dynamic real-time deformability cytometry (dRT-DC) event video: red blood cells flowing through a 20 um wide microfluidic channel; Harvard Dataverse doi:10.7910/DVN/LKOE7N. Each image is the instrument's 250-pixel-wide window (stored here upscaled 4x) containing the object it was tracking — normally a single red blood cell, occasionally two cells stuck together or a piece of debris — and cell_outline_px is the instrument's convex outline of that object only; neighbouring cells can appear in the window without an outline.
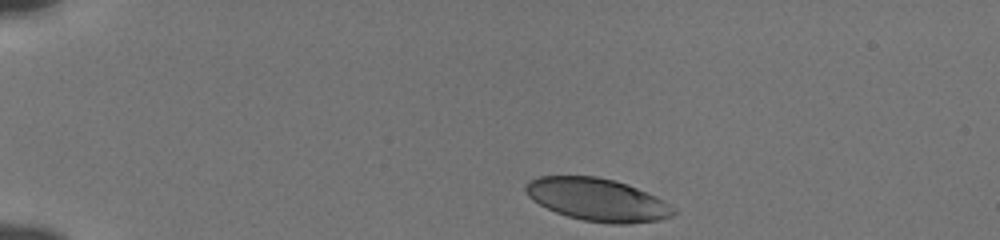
{"species": "human", "species_latin": "Homo sapiens", "temperature_condition": "cold", "stored_images_in_passage": 38, "camera_frame_rate_fps": 3000, "um_per_image_px": 0.085, "donor": {"sex": "male"}, "frame": {"image": 1, "passage_image": 1, "time_ms": 0.0, "image_size_px": [1000, 240], "cell_outline_px": [[676, 212], [672, 216], [660, 220], [628, 224], [612, 224], [584, 220], [568, 216], [556, 212], [532, 200], [528, 196], [524, 188], [524, 184], [528, 180], [536, 176], [596, 176], [628, 184], [656, 196], [664, 200], [676, 208]], "centroid_in_image_um": [50.79, 16.97], "position_along_channel_um": 34.2, "area_um2": 36.93}}
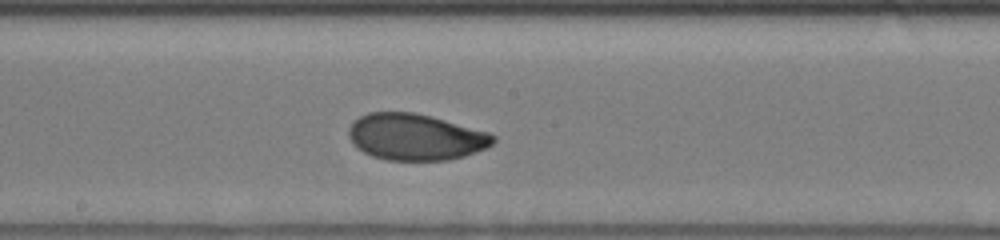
{"frame": {"image": 2, "passage_image": 21, "time_ms": 6.667, "image_size_px": [1000, 240], "cell_outline_px": [[496, 140], [492, 144], [484, 148], [464, 156], [448, 160], [388, 160], [372, 156], [356, 148], [352, 144], [348, 136], [348, 128], [360, 116], [368, 112], [412, 112], [432, 116], [488, 132], [496, 136]], "centroid_in_image_um": [35.29, 11.64], "position_along_channel_um": 212.9, "area_um2": 39.07}}
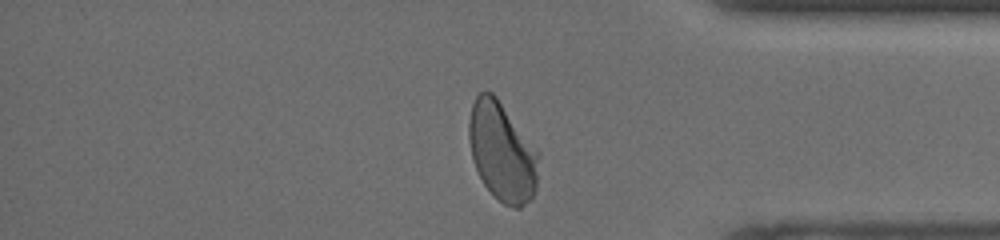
{"frame": {"image": 3, "passage_image": 36, "time_ms": 11.667, "image_size_px": [1000, 240], "cell_outline_px": [[540, 156], [536, 188], [532, 200], [520, 208], [512, 208], [504, 204], [484, 184], [472, 160], [468, 136], [468, 120], [472, 104], [476, 96], [480, 92], [492, 92], [496, 96], [540, 152]], "centroid_in_image_um": [42.7, 12.91], "position_along_channel_um": 392.5, "area_um2": 40.46}, "authors_computed_cell_mechanics": {"area_um2": 39.0728, "velocity_mm_per_s": 3.8154, "shape_relaxation_time_tau1_ms": 3.0464, "shape_relaxation_time_tau2_ms": 0.8782, "deformation_change_tau1": 0.1382, "deformation_change_tau2": 0.0421}}